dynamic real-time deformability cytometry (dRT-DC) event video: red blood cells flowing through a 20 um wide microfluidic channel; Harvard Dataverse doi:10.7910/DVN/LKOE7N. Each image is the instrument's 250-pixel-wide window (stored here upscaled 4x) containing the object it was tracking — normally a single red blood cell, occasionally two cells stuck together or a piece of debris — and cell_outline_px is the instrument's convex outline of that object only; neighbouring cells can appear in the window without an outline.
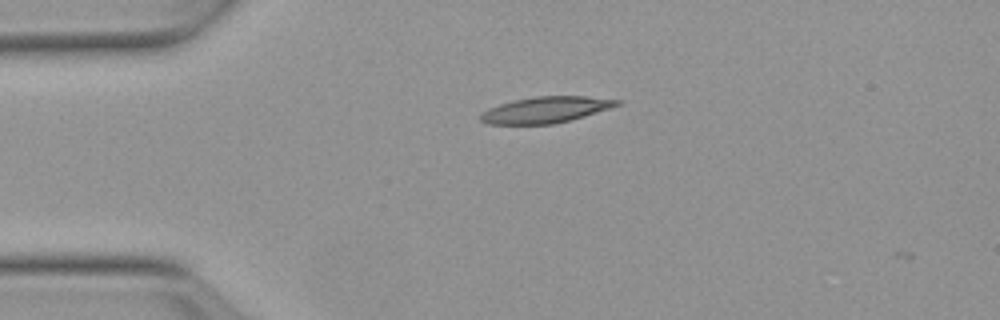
{"species": "Egyptian fruit bat (a non-hibernating species)", "species_latin": "Rousettus aegyptiacus", "temperature_condition": "warm", "stored_images_in_passage": 4, "camera_frame_rate_fps": 3000, "um_per_image_px": 0.085, "animal": {"sex": "female"}, "frame": {"image": 1, "passage_image": 2, "time_ms": 0.333, "image_size_px": [1000, 320], "cell_outline_px": [[624, 100], [620, 104], [584, 116], [552, 124], [488, 124], [480, 120], [480, 116], [488, 108], [500, 104], [516, 100], [536, 96], [584, 96]], "centroid_in_image_um": [46.39, 9.32], "position_along_channel_um": 38.6, "area_um2": 20.46}}